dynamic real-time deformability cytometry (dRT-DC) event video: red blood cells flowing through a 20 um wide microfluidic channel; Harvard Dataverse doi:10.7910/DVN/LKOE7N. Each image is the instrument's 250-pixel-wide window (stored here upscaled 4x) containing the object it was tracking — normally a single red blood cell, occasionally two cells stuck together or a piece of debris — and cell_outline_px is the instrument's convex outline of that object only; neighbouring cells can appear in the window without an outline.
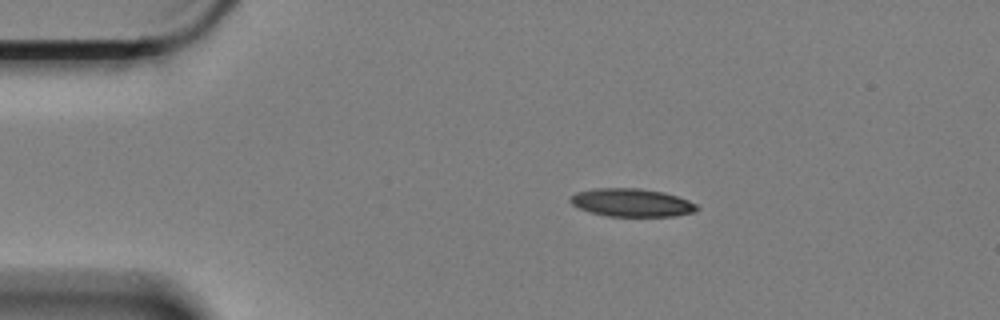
{"species": "Egyptian fruit bat (a non-hibernating species)", "species_latin": "Rousettus aegyptiacus", "temperature_condition": "cold", "stored_images_in_passage": 49, "camera_frame_rate_fps": 3000, "um_per_image_px": 0.085, "animal": {"sex": "female"}, "frame": {"image": 1, "passage_image": 1, "time_ms": 0.0, "image_size_px": [1000, 320], "cell_outline_px": [[700, 208], [696, 212], [672, 216], [608, 216], [592, 212], [580, 208], [572, 204], [568, 200], [568, 196], [576, 192], [592, 188], [640, 188], [664, 192], [688, 200], [696, 204]], "centroid_in_image_um": [53.68, 17.21], "position_along_channel_um": 31.3, "area_um2": 20.81}}
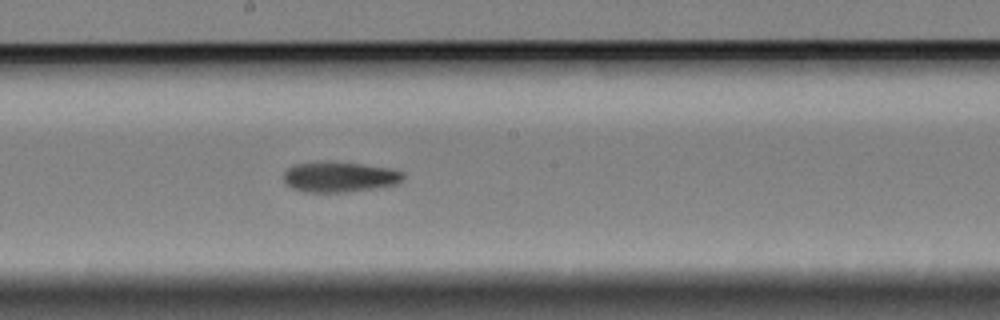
{"frame": {"image": 2, "passage_image": 22, "time_ms": 7.0, "image_size_px": [1000, 320], "cell_outline_px": [[404, 176], [396, 184], [376, 188], [348, 192], [304, 192], [292, 188], [284, 184], [284, 172], [288, 168], [296, 164], [360, 164], [392, 168], [404, 172]], "centroid_in_image_um": [28.88, 15.08], "position_along_channel_um": 219.3, "area_um2": 20.52}}
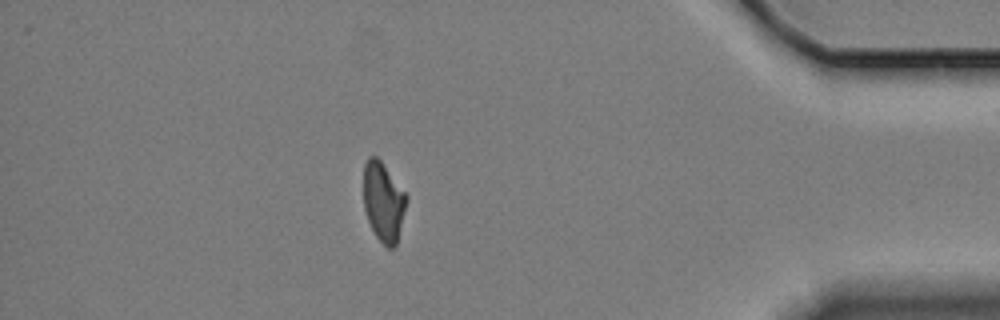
{"frame": {"image": 3, "passage_image": 42, "time_ms": 13.667, "image_size_px": [1000, 320], "cell_outline_px": [[408, 200], [396, 248], [388, 248], [376, 236], [368, 220], [364, 208], [364, 164], [368, 156], [376, 156], [380, 160], [408, 196]], "centroid_in_image_um": [32.61, 17.17], "position_along_channel_um": 402.6, "area_um2": 19.88}, "authors_computed_cell_mechanics": {"area_um2": 21.097, "velocity_mm_per_s": 3.3555, "shape_relaxation_time_tau1_ms": 4.3738, "shape_relaxation_time_tau2_ms": null, "deformation_change_tau1": 0.1446, "deformation_change_tau2": null}}